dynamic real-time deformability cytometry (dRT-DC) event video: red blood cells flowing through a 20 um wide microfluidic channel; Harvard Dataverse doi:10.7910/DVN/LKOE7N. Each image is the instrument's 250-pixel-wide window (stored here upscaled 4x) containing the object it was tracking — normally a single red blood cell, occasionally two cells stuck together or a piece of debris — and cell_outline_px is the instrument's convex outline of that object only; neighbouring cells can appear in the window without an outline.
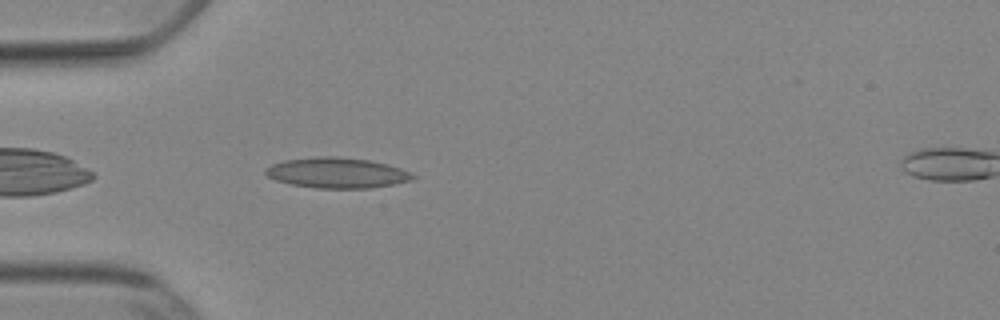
{"species": "Egyptian fruit bat (a non-hibernating species)", "species_latin": "Rousettus aegyptiacus", "temperature_condition": "cold", "stored_images_in_passage": 25, "camera_frame_rate_fps": 3000, "um_per_image_px": 0.085, "animal": {"sex": "female"}, "frame": {"image": 1, "passage_image": 3, "time_ms": 0.667, "image_size_px": [1000, 320], "cell_outline_px": [[416, 176], [412, 180], [396, 184], [368, 188], [316, 188], [292, 184], [276, 180], [268, 176], [264, 172], [272, 164], [284, 160], [316, 156], [336, 156], [368, 160], [388, 164], [412, 172]], "centroid_in_image_um": [28.68, 14.69], "position_along_channel_um": 56.3, "area_um2": 26.13}}
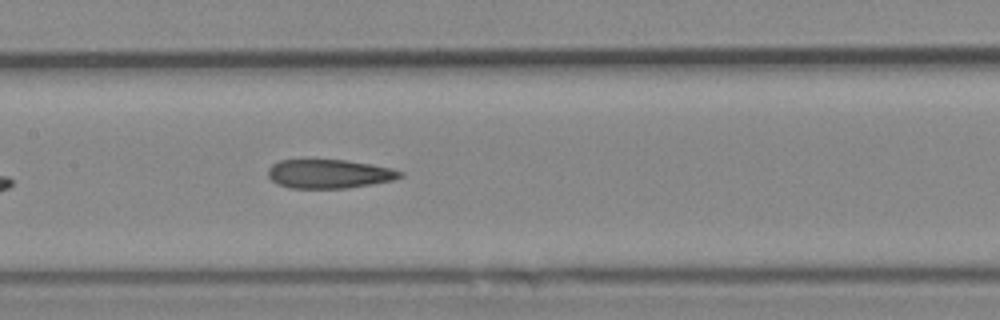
{"frame": {"image": 2, "passage_image": 13, "time_ms": 4.0, "image_size_px": [1000, 320], "cell_outline_px": [[404, 176], [396, 180], [348, 188], [288, 188], [276, 184], [268, 176], [268, 168], [272, 164], [280, 160], [344, 160], [372, 164], [392, 168], [404, 172]], "centroid_in_image_um": [28.01, 14.78], "position_along_channel_um": 179.4, "area_um2": 22.48}}
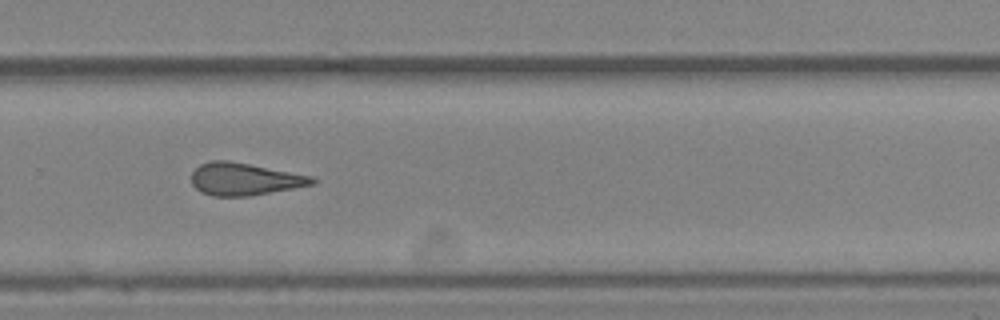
{"frame": {"image": 3, "passage_image": 23, "time_ms": 7.333, "image_size_px": [1000, 320], "cell_outline_px": [[316, 184], [248, 196], [212, 196], [200, 192], [192, 184], [192, 172], [200, 164], [212, 160], [228, 160], [312, 176], [316, 180]], "centroid_in_image_um": [20.76, 15.22], "position_along_channel_um": 309.0, "area_um2": 22.66}}